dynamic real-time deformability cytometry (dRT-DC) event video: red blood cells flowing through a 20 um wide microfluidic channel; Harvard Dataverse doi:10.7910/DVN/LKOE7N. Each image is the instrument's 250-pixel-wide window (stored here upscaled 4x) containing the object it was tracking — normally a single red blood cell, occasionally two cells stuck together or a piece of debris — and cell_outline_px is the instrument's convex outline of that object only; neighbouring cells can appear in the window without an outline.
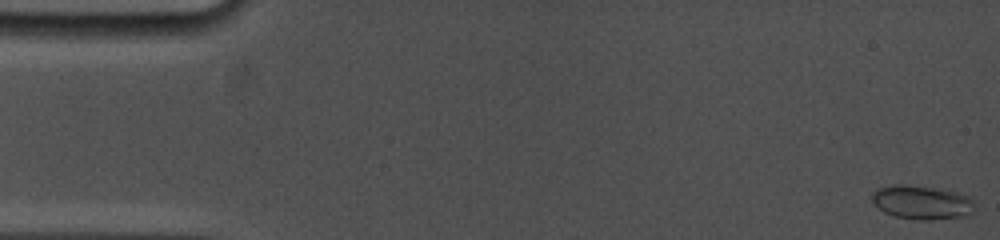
{"species": "common noctule bat (a hibernating species)", "species_latin": "Nyctalus noctula", "temperature_condition": "cold", "stored_images_in_passage": 49, "camera_frame_rate_fps": 5000, "um_per_image_px": 0.085, "animal": {"sex": "female", "body_mass_g": 19.0, "forearm_length_mm": 53.3}, "frame": {"image": 1, "passage_image": 1, "time_ms": 0.0, "image_size_px": [1000, 240], "cell_outline_px": [[972, 212], [968, 216], [928, 220], [916, 220], [896, 216], [884, 212], [872, 204], [872, 192], [876, 188], [892, 184], [904, 184], [932, 188], [956, 192], [968, 196], [972, 200]], "centroid_in_image_um": [78.29, 17.2], "position_along_channel_um": 6.7, "area_um2": 20.29}}
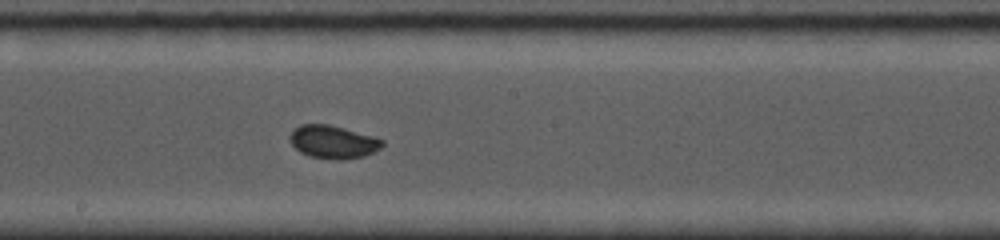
{"frame": {"image": 2, "passage_image": 22, "time_ms": 9.2, "image_size_px": [1000, 240], "cell_outline_px": [[384, 144], [380, 148], [364, 156], [336, 160], [308, 156], [300, 152], [288, 140], [288, 136], [300, 124], [328, 124], [344, 128], [372, 136], [384, 140]], "centroid_in_image_um": [28.28, 12.06], "position_along_channel_um": 219.9, "area_um2": 17.69}}
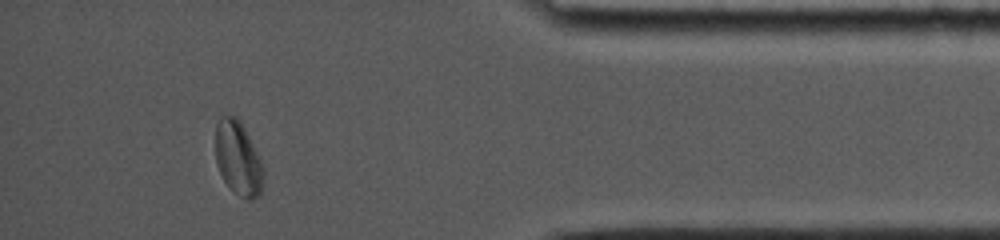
{"frame": {"image": 3, "passage_image": 43, "time_ms": 15.0, "image_size_px": [1000, 240], "cell_outline_px": [[264, 176], [260, 192], [252, 200], [248, 200], [232, 192], [228, 188], [216, 164], [216, 124], [220, 116], [236, 116], [240, 120], [264, 168]], "centroid_in_image_um": [20.22, 13.48], "position_along_channel_um": 415.0, "area_um2": 20.58}, "authors_computed_cell_mechanics": {"area_um2": 17.8602, "velocity_mm_per_s": 3.7564, "shape_relaxation_time_tau1_ms": 9.2058, "shape_relaxation_time_tau2_ms": null, "deformation_change_tau1": 0.1022, "deformation_change_tau2": null}}